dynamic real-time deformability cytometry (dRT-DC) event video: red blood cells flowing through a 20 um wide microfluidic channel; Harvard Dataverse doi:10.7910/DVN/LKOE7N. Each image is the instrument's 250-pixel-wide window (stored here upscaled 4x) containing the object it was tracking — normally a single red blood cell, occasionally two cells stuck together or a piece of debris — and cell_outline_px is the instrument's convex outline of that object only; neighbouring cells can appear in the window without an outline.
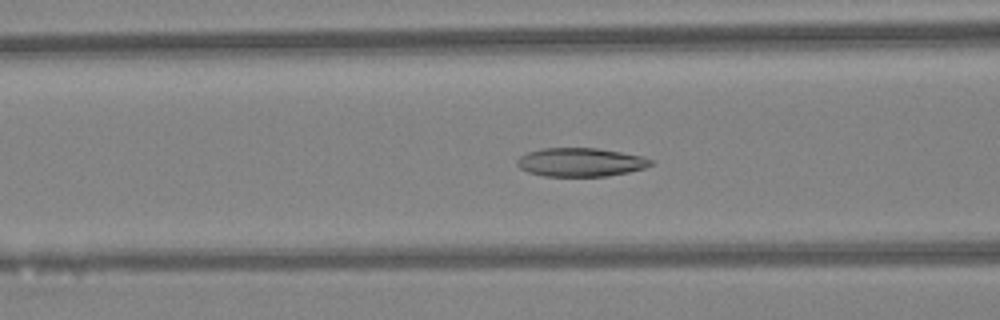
{"species": "Egyptian fruit bat (a non-hibernating species)", "species_latin": "Rousettus aegyptiacus", "temperature_condition": "warm", "stored_images_in_passage": 46, "camera_frame_rate_fps": 3000, "um_per_image_px": 0.085, "animal": {"sex": "female"}, "frame": {"image": 1, "passage_image": 19, "time_ms": 6.0, "image_size_px": [1000, 320], "cell_outline_px": [[652, 164], [644, 168], [628, 172], [608, 176], [544, 176], [528, 172], [520, 168], [516, 164], [516, 160], [520, 156], [528, 152], [540, 148], [596, 148], [620, 152], [640, 156], [652, 160]], "centroid_in_image_um": [49.3, 13.79], "position_along_channel_um": 117.3, "area_um2": 22.2}}
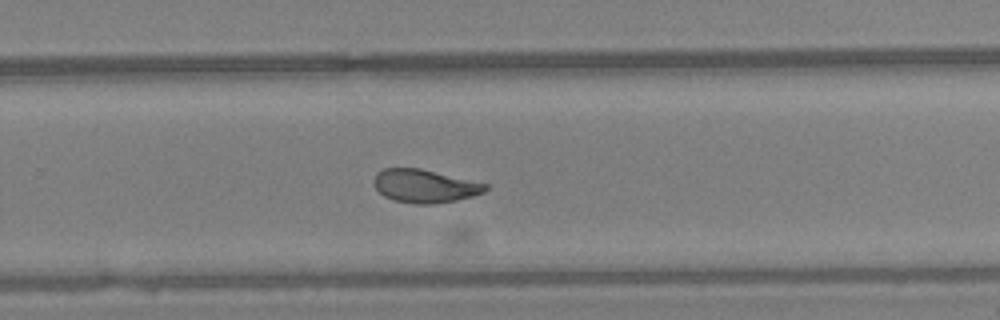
{"frame": {"image": 2, "passage_image": 31, "time_ms": 10.0, "image_size_px": [1000, 320], "cell_outline_px": [[488, 188], [484, 192], [472, 196], [456, 200], [432, 204], [416, 204], [396, 200], [384, 196], [372, 184], [372, 180], [376, 172], [384, 168], [420, 168], [488, 184]], "centroid_in_image_um": [36.07, 15.8], "position_along_channel_um": 293.7, "area_um2": 21.56}}
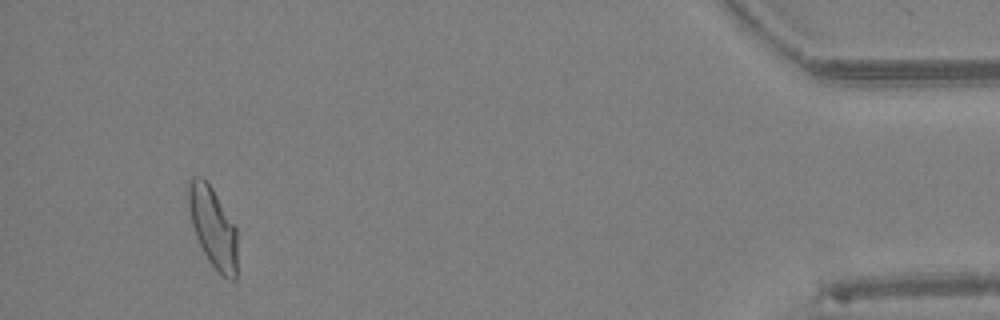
{"frame": {"image": 3, "passage_image": 44, "time_ms": 14.333, "image_size_px": [1000, 320], "cell_outline_px": [[236, 280], [228, 280], [208, 260], [196, 236], [192, 224], [188, 204], [188, 180], [192, 176], [204, 176], [212, 188], [236, 228]], "centroid_in_image_um": [18.08, 19.27], "position_along_channel_um": 417.1, "area_um2": 22.54}, "authors_computed_cell_mechanics": {"area_um2": 22.831, "velocity_mm_per_s": 4.4244, "shape_relaxation_time_tau1_ms": 7.2166, "shape_relaxation_time_tau2_ms": 1.6836, "deformation_change_tau1": 0.2087, "deformation_change_tau2": 0.0835}}